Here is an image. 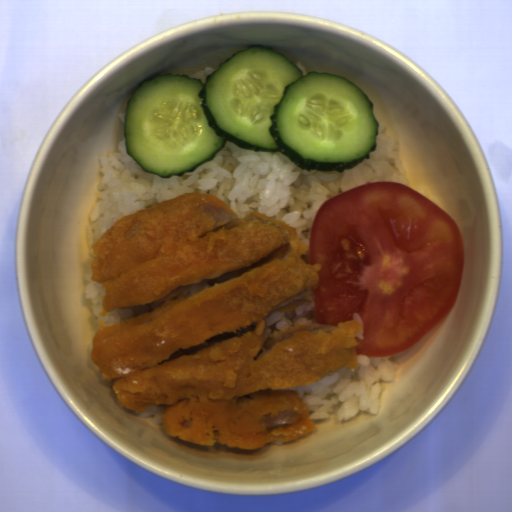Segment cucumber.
Masks as SVG:
<instances>
[{
    "instance_id": "1",
    "label": "cucumber",
    "mask_w": 512,
    "mask_h": 512,
    "mask_svg": "<svg viewBox=\"0 0 512 512\" xmlns=\"http://www.w3.org/2000/svg\"><path fill=\"white\" fill-rule=\"evenodd\" d=\"M191 76L157 72L126 101V153L146 173H193L227 142L283 153L310 172L341 173L377 150L381 125L354 82L327 72L303 76L271 46L235 51L205 83Z\"/></svg>"
}]
</instances>
